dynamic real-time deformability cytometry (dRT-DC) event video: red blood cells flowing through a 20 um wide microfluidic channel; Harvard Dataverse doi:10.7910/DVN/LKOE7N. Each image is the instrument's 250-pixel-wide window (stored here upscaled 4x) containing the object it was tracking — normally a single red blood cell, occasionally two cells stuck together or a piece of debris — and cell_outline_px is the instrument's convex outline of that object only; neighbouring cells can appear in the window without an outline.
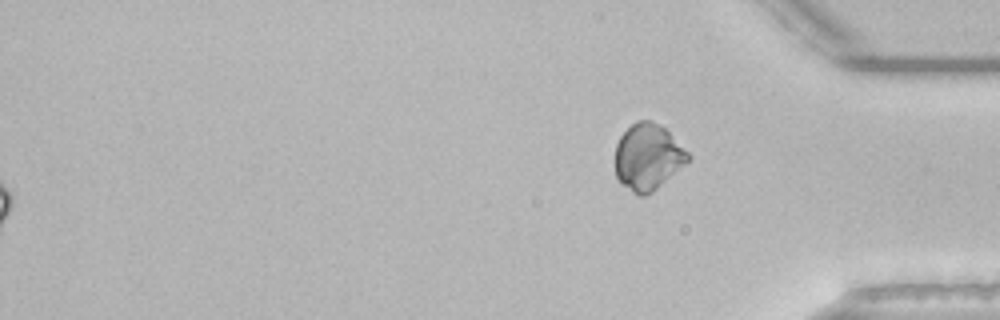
{"species": "common noctule bat (a hibernating species)", "species_latin": "Nyctalus noctula", "temperature_condition": "room temperature", "stored_images_in_passage": 55, "segment_of_instrument_passage": [2, 2], "camera_frame_rate_fps": 3000, "um_per_image_px": 0.085, "animal": {"sex": "male", "body_mass_g": 21.5, "forearm_length_mm": 52.0}, "frame": {"image": 1, "passage_image": 55, "time_ms": 18.0, "image_size_px": [1000, 320], "cell_outline_px": [[692, 156], [688, 160], [652, 192], [644, 196], [636, 196], [620, 184], [616, 176], [616, 144], [620, 136], [636, 120], [652, 120], [664, 128]], "centroid_in_image_um": [55.02, 13.35], "position_along_channel_um": 380.2, "area_um2": 27.86}}